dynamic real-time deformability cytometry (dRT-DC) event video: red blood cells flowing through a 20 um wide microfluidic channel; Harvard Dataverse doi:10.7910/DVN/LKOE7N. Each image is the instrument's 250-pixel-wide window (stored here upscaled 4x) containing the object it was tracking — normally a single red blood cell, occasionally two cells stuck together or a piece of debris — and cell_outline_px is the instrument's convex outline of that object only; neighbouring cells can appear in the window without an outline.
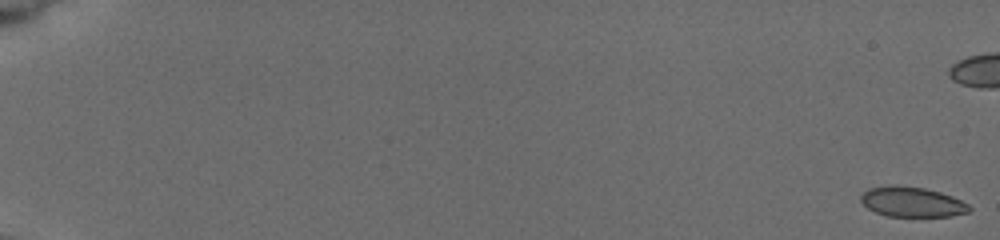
{"species": "common noctule bat (a hibernating species)", "species_latin": "Nyctalus noctula", "temperature_condition": "cold", "stored_images_in_passage": 10, "camera_frame_rate_fps": 3000, "um_per_image_px": 0.085, "animal": {"sex": "female", "body_mass_g": 19.5, "forearm_length_mm": 54.1}, "frame": {"image": 1, "passage_image": 1, "time_ms": 0.0, "image_size_px": [1000, 240], "cell_outline_px": [[972, 208], [968, 212], [952, 216], [888, 216], [876, 212], [868, 208], [860, 200], [860, 196], [868, 188], [888, 184], [896, 184], [924, 188], [940, 192], [952, 196], [968, 204]], "centroid_in_image_um": [77.5, 17.14], "position_along_channel_um": 7.5, "area_um2": 19.07}}